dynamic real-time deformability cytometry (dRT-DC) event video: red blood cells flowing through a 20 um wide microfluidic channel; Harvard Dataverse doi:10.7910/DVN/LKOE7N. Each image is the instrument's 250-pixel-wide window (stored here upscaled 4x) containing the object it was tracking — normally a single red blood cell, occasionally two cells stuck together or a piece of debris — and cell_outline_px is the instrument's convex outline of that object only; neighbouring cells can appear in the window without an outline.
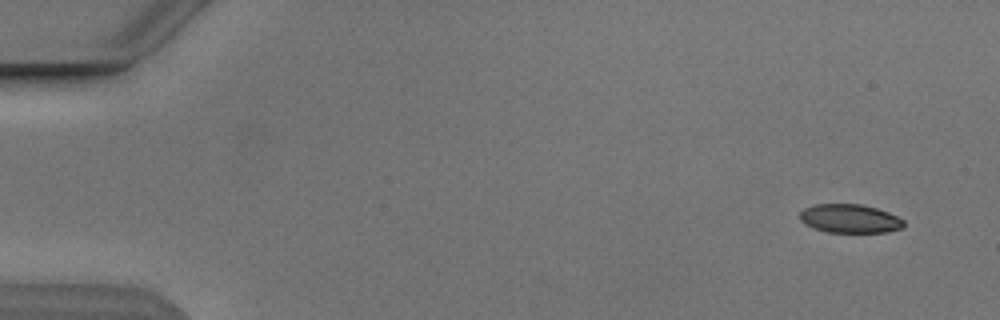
{"species": "Egyptian fruit bat (a non-hibernating species)", "species_latin": "Rousettus aegyptiacus", "temperature_condition": "cold", "stored_images_in_passage": 7, "camera_frame_rate_fps": 3000, "um_per_image_px": 0.085, "animal": {"sex": "male"}, "frame": {"image": 1, "passage_image": 1, "time_ms": 0.0, "image_size_px": [1000, 320], "cell_outline_px": [[904, 228], [888, 232], [828, 232], [812, 228], [804, 224], [800, 220], [800, 212], [804, 208], [812, 204], [860, 204], [876, 208], [888, 212], [904, 220]], "centroid_in_image_um": [72.22, 18.58], "position_along_channel_um": 12.8, "area_um2": 17.51}}
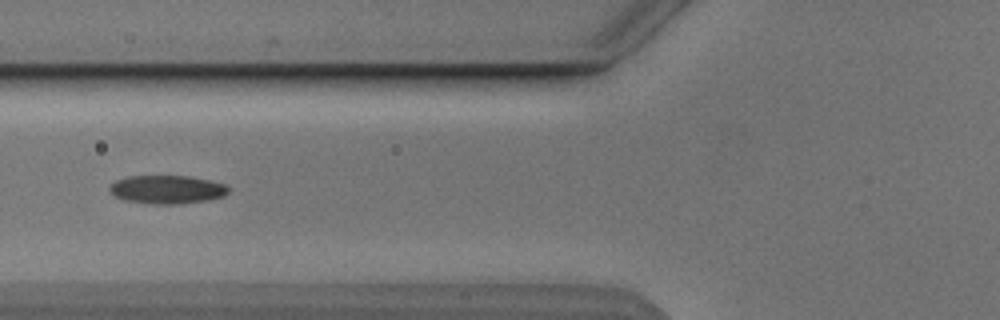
{"frame": {"image": 2, "passage_image": 6, "time_ms": 6.0, "image_size_px": [1000, 320], "cell_outline_px": [[228, 192], [224, 196], [208, 200], [180, 204], [152, 204], [124, 200], [116, 196], [108, 188], [116, 180], [128, 176], [192, 176], [224, 184], [228, 188]], "centroid_in_image_um": [14.2, 16.11], "position_along_channel_um": 111.6, "area_um2": 19.59}}
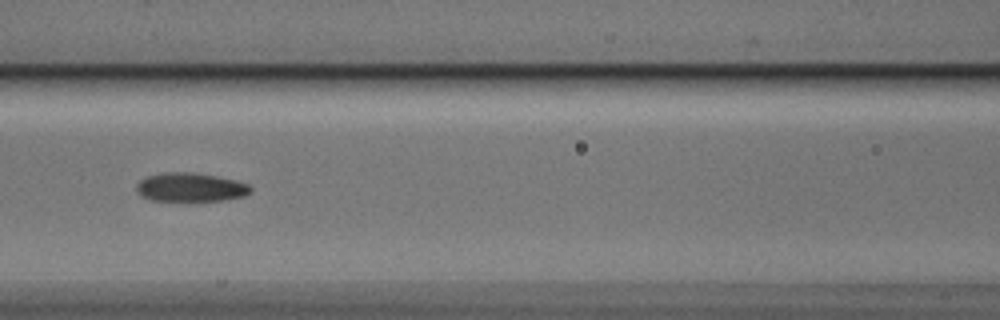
{"frame": {"image": 3, "passage_image": 7, "time_ms": 7.0, "image_size_px": [1000, 320], "cell_outline_px": [[252, 192], [244, 196], [228, 200], [184, 204], [152, 200], [140, 196], [136, 192], [136, 184], [140, 180], [148, 176], [168, 172], [188, 172], [216, 176], [236, 180], [248, 184], [252, 188]], "centroid_in_image_um": [16.19, 15.98], "position_along_channel_um": 150.4, "area_um2": 20.17}}